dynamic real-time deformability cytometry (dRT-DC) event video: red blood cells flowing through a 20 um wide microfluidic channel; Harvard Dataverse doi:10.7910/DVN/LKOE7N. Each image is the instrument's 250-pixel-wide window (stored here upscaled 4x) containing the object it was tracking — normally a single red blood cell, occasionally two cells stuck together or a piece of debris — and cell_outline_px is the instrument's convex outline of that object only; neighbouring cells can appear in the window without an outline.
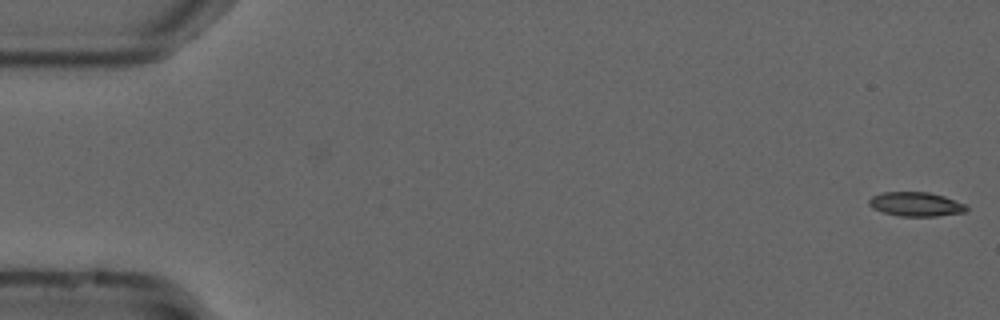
{"species": "common noctule bat (a hibernating species)", "species_latin": "Nyctalus noctula", "temperature_condition": "cold", "stored_images_in_passage": 55, "camera_frame_rate_fps": 3000, "um_per_image_px": 0.085, "animal": {"sex": "male", "forearm_length_mm": 52.5}, "frame": {"image": 1, "passage_image": 1, "time_ms": 0.0, "image_size_px": [1000, 320], "cell_outline_px": [[968, 208], [964, 212], [936, 216], [900, 216], [884, 212], [872, 208], [868, 204], [868, 200], [872, 196], [884, 192], [928, 192], [944, 196], [964, 204]], "centroid_in_image_um": [77.82, 17.35], "position_along_channel_um": 7.2, "area_um2": 13.58}}
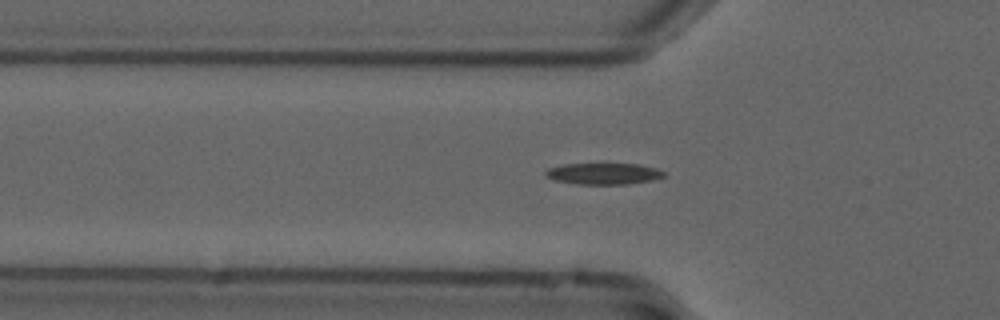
{"frame": {"image": 2, "passage_image": 18, "time_ms": 5.667, "image_size_px": [1000, 320], "cell_outline_px": [[668, 176], [652, 180], [628, 184], [576, 184], [552, 180], [544, 176], [544, 172], [548, 168], [564, 164], [604, 160], [640, 164], [656, 168], [664, 172]], "centroid_in_image_um": [51.28, 14.7], "position_along_channel_um": 74.5, "area_um2": 16.01}}
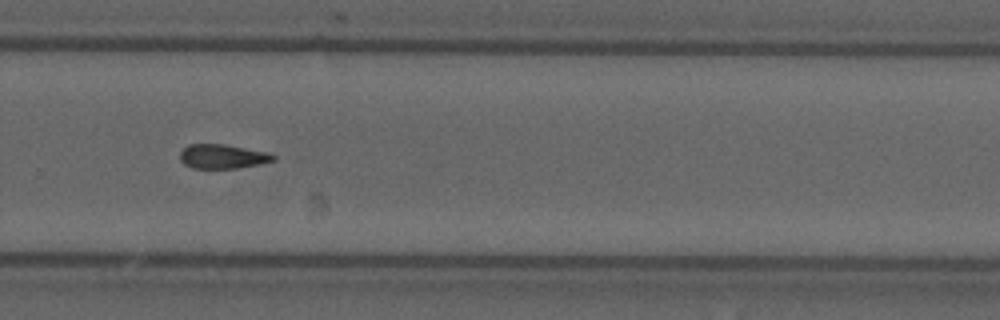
{"frame": {"image": 3, "passage_image": 37, "time_ms": 12.0, "image_size_px": [1000, 320], "cell_outline_px": [[276, 160], [260, 164], [236, 168], [192, 168], [184, 164], [180, 160], [180, 152], [188, 144], [224, 144], [268, 152], [276, 156]], "centroid_in_image_um": [18.92, 13.29], "position_along_channel_um": 310.9, "area_um2": 13.24}}